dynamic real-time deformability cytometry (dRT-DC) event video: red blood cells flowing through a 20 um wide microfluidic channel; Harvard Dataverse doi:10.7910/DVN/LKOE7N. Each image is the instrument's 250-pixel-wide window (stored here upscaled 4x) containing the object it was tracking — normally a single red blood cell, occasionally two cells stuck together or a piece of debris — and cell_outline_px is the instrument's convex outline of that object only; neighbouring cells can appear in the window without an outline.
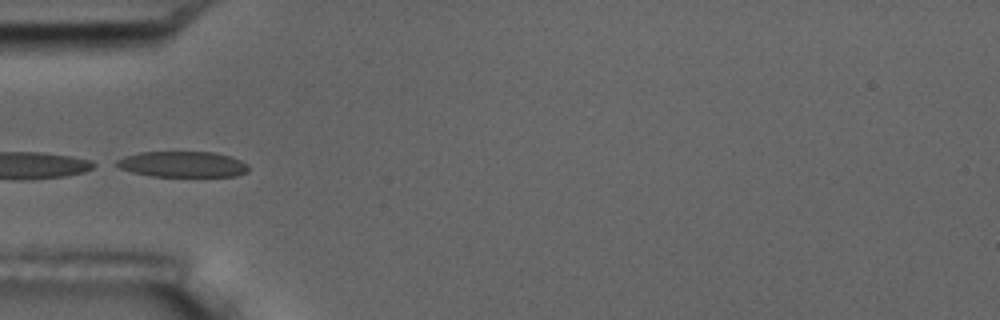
{"species": "common noctule bat (a hibernating species)", "species_latin": "Nyctalus noctula", "temperature_condition": "room temperature", "stored_images_in_passage": 3, "camera_frame_rate_fps": 3000, "um_per_image_px": 0.085, "animal": {"sex": "male", "body_mass_g": 17.5, "forearm_length_mm": 52.3}, "frame": {"image": 1, "passage_image": 1, "time_ms": 0.0, "image_size_px": [1000, 320], "cell_outline_px": [[248, 172], [236, 176], [152, 176], [132, 172], [120, 168], [112, 164], [116, 160], [124, 156], [140, 152], [216, 152], [232, 156], [248, 164]], "centroid_in_image_um": [15.52, 13.96], "position_along_channel_um": 69.5, "area_um2": 20.0}}